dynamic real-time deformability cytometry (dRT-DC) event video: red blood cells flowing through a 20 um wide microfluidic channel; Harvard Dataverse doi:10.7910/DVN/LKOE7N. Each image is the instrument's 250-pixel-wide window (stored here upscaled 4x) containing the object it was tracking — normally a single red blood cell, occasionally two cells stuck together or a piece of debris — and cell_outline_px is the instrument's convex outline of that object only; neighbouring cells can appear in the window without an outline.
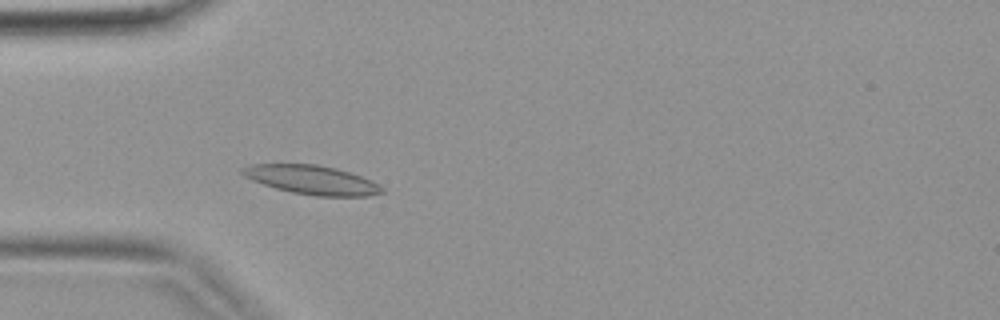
{"species": "common noctule bat (a hibernating species)", "species_latin": "Nyctalus noctula", "temperature_condition": "warm", "stored_images_in_passage": 40, "camera_frame_rate_fps": 3000, "um_per_image_px": 0.085, "animal": {"sex": "female", "body_mass_g": 19.9}, "frame": {"image": 1, "passage_image": 11, "time_ms": 3.333, "image_size_px": [1000, 320], "cell_outline_px": [[384, 192], [368, 196], [316, 196], [292, 192], [276, 188], [252, 180], [244, 176], [240, 172], [240, 168], [252, 164], [316, 164], [336, 168], [360, 176], [384, 188]], "centroid_in_image_um": [26.47, 15.28], "position_along_channel_um": 58.5, "area_um2": 23.29}}
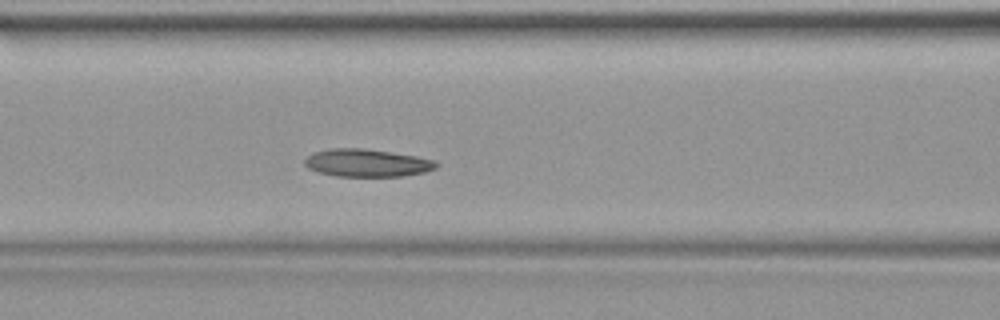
{"frame": {"image": 2, "passage_image": 16, "time_ms": 5.0, "image_size_px": [1000, 320], "cell_outline_px": [[440, 164], [436, 168], [424, 172], [404, 176], [336, 176], [320, 172], [308, 168], [304, 164], [304, 160], [312, 152], [332, 148], [364, 148], [416, 156], [436, 160]], "centroid_in_image_um": [31.21, 13.84], "position_along_channel_um": 135.4, "area_um2": 21.27}}
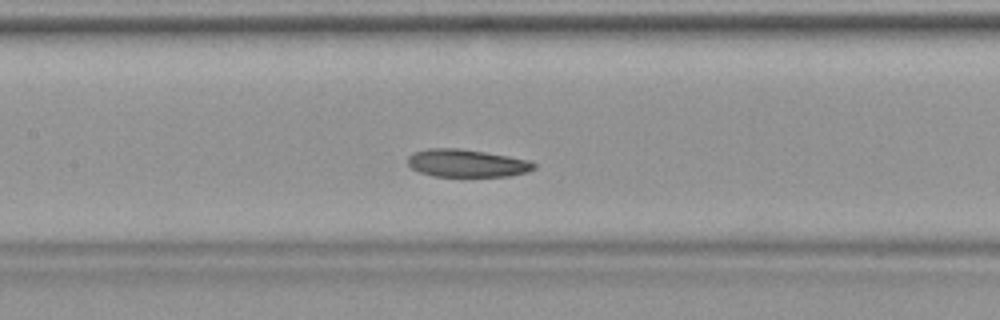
{"frame": {"image": 3, "passage_image": 18, "time_ms": 5.667, "image_size_px": [1000, 320], "cell_outline_px": [[536, 168], [528, 172], [508, 176], [432, 176], [420, 172], [412, 168], [408, 164], [408, 156], [412, 152], [428, 148], [460, 148], [508, 156], [528, 160], [536, 164]], "centroid_in_image_um": [39.66, 13.87], "position_along_channel_um": 167.7, "area_um2": 20.4}}